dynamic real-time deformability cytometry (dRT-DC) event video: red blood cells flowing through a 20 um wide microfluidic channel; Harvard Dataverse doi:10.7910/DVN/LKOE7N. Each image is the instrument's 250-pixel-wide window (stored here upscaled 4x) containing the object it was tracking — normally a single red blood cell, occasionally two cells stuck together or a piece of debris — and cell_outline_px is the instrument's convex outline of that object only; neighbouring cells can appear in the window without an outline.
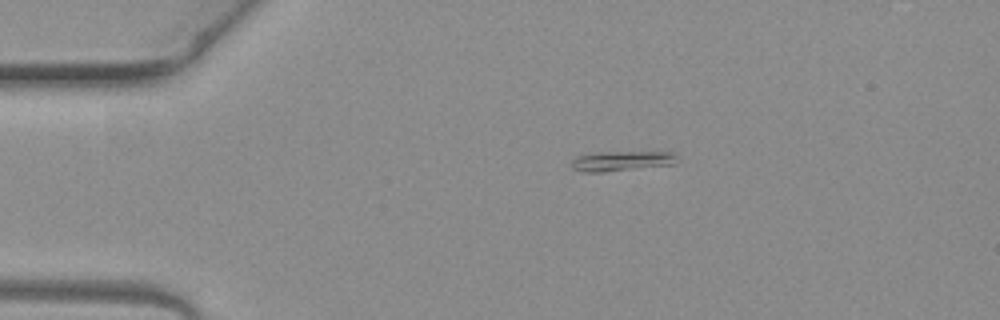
{"species": "common noctule bat (a hibernating species)", "species_latin": "Nyctalus noctula", "temperature_condition": "warm", "stored_images_in_passage": 3, "camera_frame_rate_fps": 3000, "um_per_image_px": 0.085, "animal": {"sex": "female", "body_mass_g": 19.3, "forearm_length_mm": 54.1}, "frame": {"image": 1, "passage_image": 1, "time_ms": 0.0, "image_size_px": [1000, 320], "cell_outline_px": [[680, 160], [676, 164], [604, 172], [584, 172], [572, 168], [572, 160], [576, 156], [596, 152], [672, 152]], "centroid_in_image_um": [52.86, 13.68], "position_along_channel_um": 32.1, "area_um2": 12.37}}
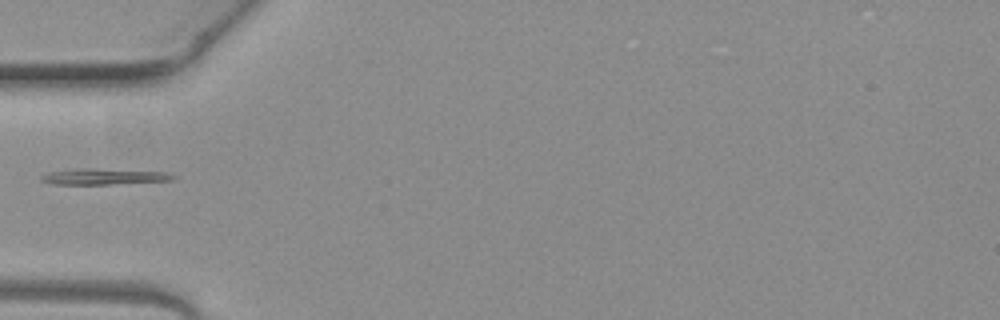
{"frame": {"image": 2, "passage_image": 3, "time_ms": 0.667, "image_size_px": [1000, 320], "cell_outline_px": [[176, 176], [172, 180], [112, 184], [52, 184], [40, 180], [40, 176], [48, 172], [76, 168], [88, 168], [168, 172]], "centroid_in_image_um": [8.79, 15.0], "position_along_channel_um": 76.2, "area_um2": 12.25}}